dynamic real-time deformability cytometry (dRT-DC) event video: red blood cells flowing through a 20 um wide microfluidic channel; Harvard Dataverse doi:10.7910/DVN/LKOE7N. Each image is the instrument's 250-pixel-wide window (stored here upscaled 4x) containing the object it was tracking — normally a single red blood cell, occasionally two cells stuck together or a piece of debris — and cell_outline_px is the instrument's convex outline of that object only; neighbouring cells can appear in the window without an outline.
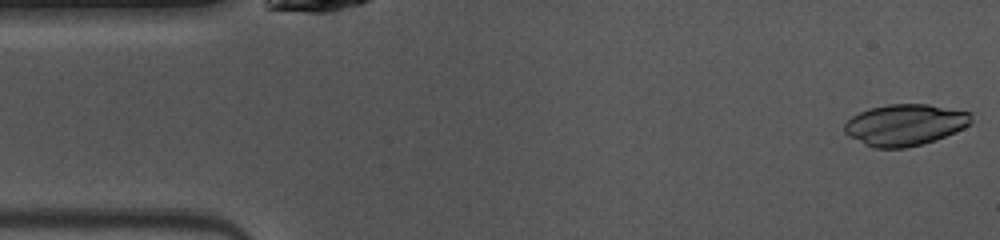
{"species": "common noctule bat (a hibernating species)", "species_latin": "Nyctalus noctula", "temperature_condition": "warm", "stored_images_in_passage": 47, "camera_frame_rate_fps": 3000, "um_per_image_px": 0.085, "animal": {"sex": "female", "body_mass_g": 10.0, "forearm_length_mm": 53.1}, "frame": {"image": 1, "passage_image": 1, "time_ms": 0.0, "image_size_px": [1000, 240], "cell_outline_px": [[972, 124], [964, 128], [936, 140], [924, 144], [904, 148], [876, 148], [864, 144], [848, 136], [844, 132], [844, 124], [852, 116], [860, 112], [872, 108], [888, 104], [928, 104], [972, 112]], "centroid_in_image_um": [76.95, 10.61], "position_along_channel_um": 8.0, "area_um2": 30.75}}